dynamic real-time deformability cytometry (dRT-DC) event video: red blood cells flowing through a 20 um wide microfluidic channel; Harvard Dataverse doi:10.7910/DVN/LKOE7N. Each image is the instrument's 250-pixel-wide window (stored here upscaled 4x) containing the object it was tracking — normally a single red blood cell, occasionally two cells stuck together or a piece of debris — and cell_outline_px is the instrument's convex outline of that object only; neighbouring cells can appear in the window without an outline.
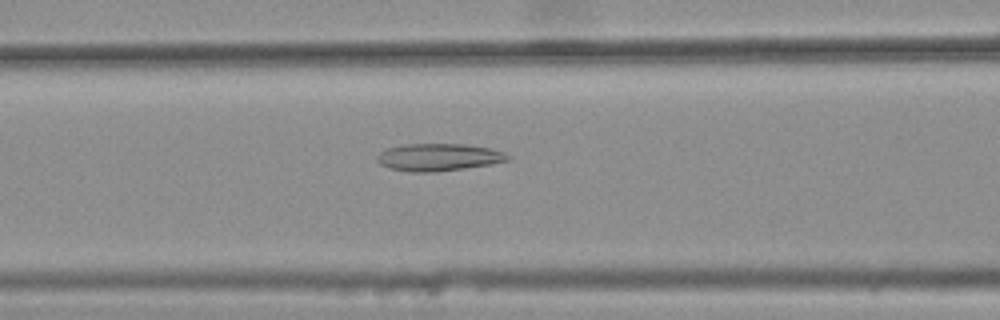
{"species": "common noctule bat (a hibernating species)", "species_latin": "Nyctalus noctula", "temperature_condition": "warm", "stored_images_in_passage": 27, "camera_frame_rate_fps": 3000, "um_per_image_px": 0.085, "animal": {"sex": "female", "body_mass_g": 25.1}, "frame": {"image": 1, "passage_image": 7, "time_ms": 2.0, "image_size_px": [1000, 320], "cell_outline_px": [[512, 156], [508, 160], [492, 164], [436, 172], [412, 172], [388, 168], [380, 164], [376, 160], [376, 156], [380, 152], [388, 148], [404, 144], [468, 144], [492, 148], [504, 152]], "centroid_in_image_um": [37.29, 13.36], "position_along_channel_um": 129.3, "area_um2": 21.04}}
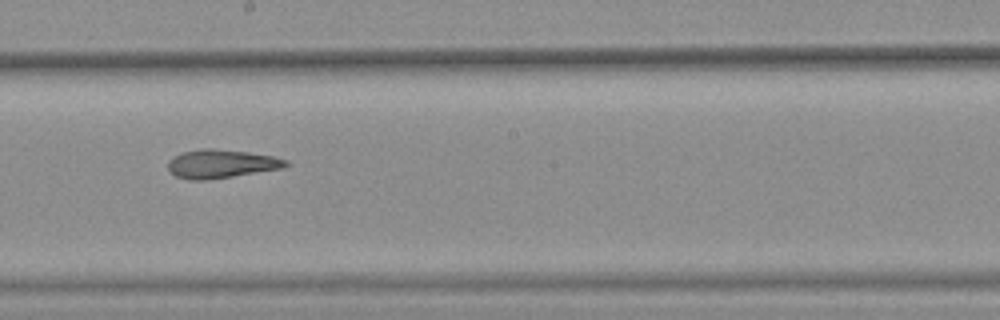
{"frame": {"image": 2, "passage_image": 15, "time_ms": 4.667, "image_size_px": [1000, 320], "cell_outline_px": [[292, 164], [284, 168], [208, 180], [188, 180], [176, 176], [168, 168], [168, 160], [180, 152], [200, 148], [212, 148], [248, 152], [272, 156], [288, 160]], "centroid_in_image_um": [18.81, 13.92], "position_along_channel_um": 229.4, "area_um2": 19.83}}
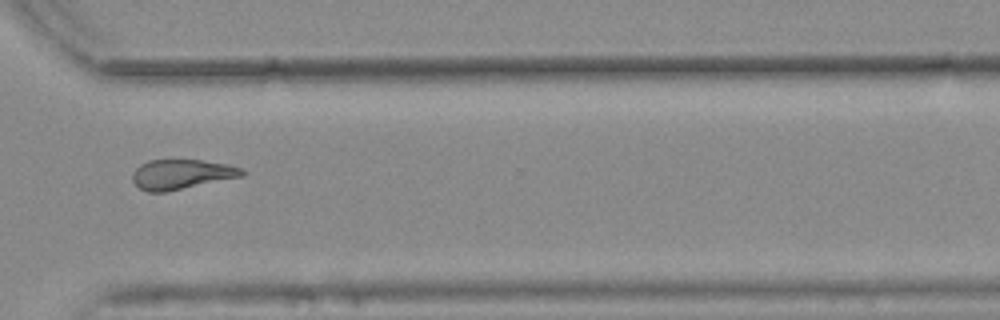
{"frame": {"image": 3, "passage_image": 25, "time_ms": 8.0, "image_size_px": [1000, 320], "cell_outline_px": [[248, 172], [244, 176], [168, 192], [148, 192], [140, 188], [132, 180], [132, 172], [140, 164], [148, 160], [200, 160], [228, 164], [240, 168]], "centroid_in_image_um": [15.44, 14.82], "position_along_channel_um": 355.2, "area_um2": 19.25}, "authors_computed_cell_mechanics": {"area_um2": 19.4208, "velocity_mm_per_s": 3.7626, "shape_relaxation_time_tau1_ms": null, "shape_relaxation_time_tau2_ms": 3.9085, "deformation_change_tau1": null, "deformation_change_tau2": 0.1375}}